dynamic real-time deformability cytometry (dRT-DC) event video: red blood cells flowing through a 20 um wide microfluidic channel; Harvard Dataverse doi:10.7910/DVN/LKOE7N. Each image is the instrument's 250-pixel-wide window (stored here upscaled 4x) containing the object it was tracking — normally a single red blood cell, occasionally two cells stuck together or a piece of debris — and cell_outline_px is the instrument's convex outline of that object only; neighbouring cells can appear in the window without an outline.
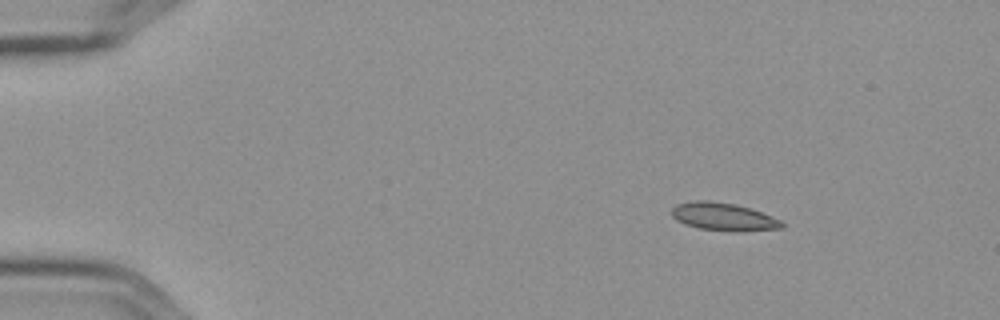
{"species": "Egyptian fruit bat (a non-hibernating species)", "species_latin": "Rousettus aegyptiacus", "temperature_condition": "cold", "stored_images_in_passage": 5, "camera_frame_rate_fps": 3000, "um_per_image_px": 0.085, "frame": {"image": 1, "passage_image": 1, "time_ms": 0.0, "image_size_px": [1000, 320], "cell_outline_px": [[784, 228], [736, 232], [700, 228], [684, 224], [676, 220], [672, 216], [672, 208], [676, 204], [692, 200], [708, 200], [736, 204], [760, 212], [780, 220], [784, 224]], "centroid_in_image_um": [61.46, 18.42], "position_along_channel_um": 23.5, "area_um2": 17.86}}
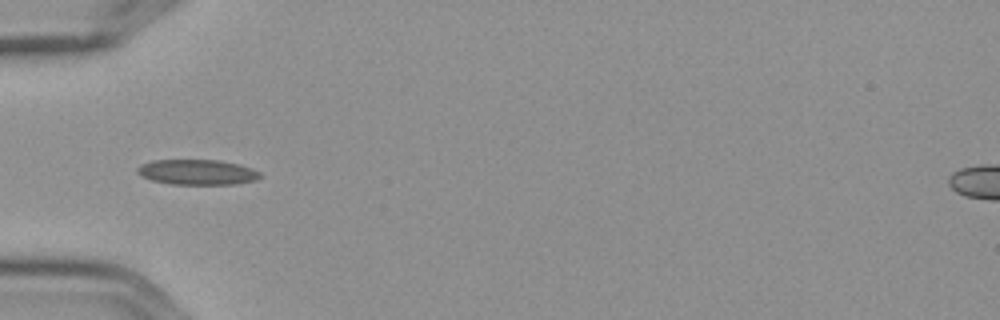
{"frame": {"image": 2, "passage_image": 4, "time_ms": 1.0, "image_size_px": [1000, 320], "cell_outline_px": [[264, 176], [256, 180], [236, 184], [168, 184], [152, 180], [140, 176], [136, 172], [136, 168], [144, 164], [156, 160], [220, 160], [252, 168], [260, 172]], "centroid_in_image_um": [16.79, 14.64], "position_along_channel_um": 68.2, "area_um2": 18.09}}
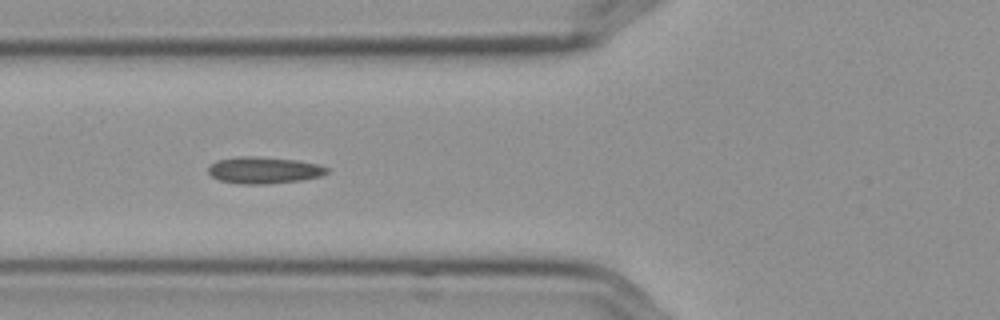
{"frame": {"image": 3, "passage_image": 5, "time_ms": 1.333, "image_size_px": [1000, 320], "cell_outline_px": [[328, 172], [320, 176], [300, 180], [264, 184], [240, 184], [220, 180], [212, 176], [208, 172], [208, 168], [216, 160], [240, 156], [252, 156], [296, 160], [320, 164], [328, 168]], "centroid_in_image_um": [22.43, 14.46], "position_along_channel_um": 103.4, "area_um2": 18.32}}